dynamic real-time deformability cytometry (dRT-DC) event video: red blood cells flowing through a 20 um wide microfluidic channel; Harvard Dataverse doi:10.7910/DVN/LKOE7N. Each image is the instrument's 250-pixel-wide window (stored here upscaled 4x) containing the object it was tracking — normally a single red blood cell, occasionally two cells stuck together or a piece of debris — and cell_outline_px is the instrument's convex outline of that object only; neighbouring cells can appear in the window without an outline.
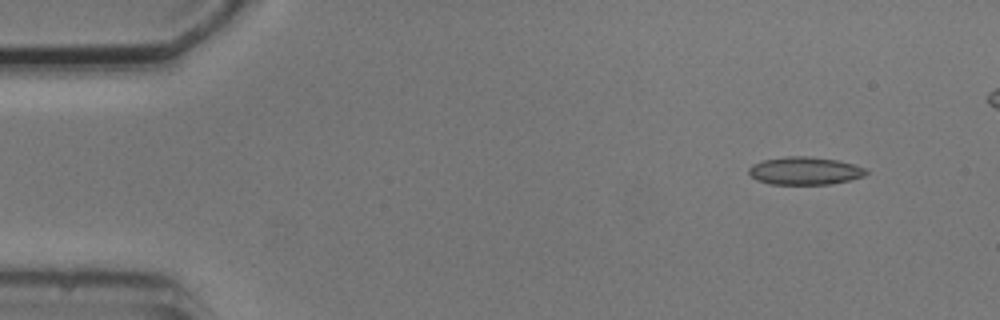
{"species": "common noctule bat (a hibernating species)", "species_latin": "Nyctalus noctula", "temperature_condition": "cold", "stored_images_in_passage": 5, "camera_frame_rate_fps": 3000, "um_per_image_px": 0.085, "animal": {"sex": "male", "body_mass_g": 20.5, "forearm_length_mm": 52.5}, "frame": {"image": 1, "passage_image": 1, "time_ms": 0.0, "image_size_px": [1000, 320], "cell_outline_px": [[868, 172], [864, 176], [832, 184], [768, 184], [756, 180], [748, 172], [748, 168], [752, 164], [764, 160], [788, 156], [808, 156], [836, 160], [868, 168]], "centroid_in_image_um": [68.4, 14.52], "position_along_channel_um": 16.6, "area_um2": 19.02}}